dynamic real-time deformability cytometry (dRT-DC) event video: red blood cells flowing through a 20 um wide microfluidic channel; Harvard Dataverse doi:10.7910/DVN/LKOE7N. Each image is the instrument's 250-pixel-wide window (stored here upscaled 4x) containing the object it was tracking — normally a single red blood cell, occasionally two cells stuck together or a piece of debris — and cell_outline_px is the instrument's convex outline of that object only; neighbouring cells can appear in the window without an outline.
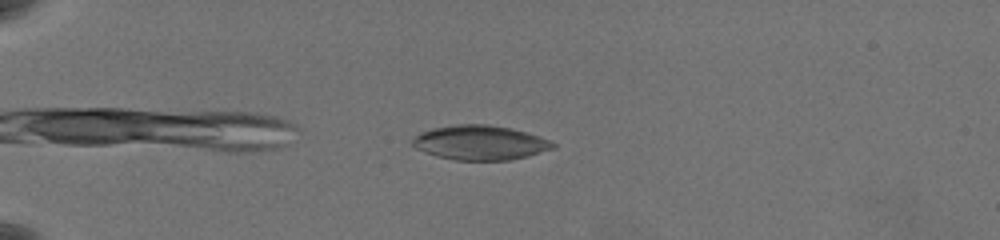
{"species": "common noctule bat (a hibernating species)", "species_latin": "Nyctalus noctula", "temperature_condition": "warm", "stored_images_in_passage": 48, "camera_frame_rate_fps": 3000, "um_per_image_px": 0.085, "animal": {"sex": "female", "body_mass_g": 19.5, "forearm_length_mm": 54.1}, "frame": {"image": 1, "passage_image": 5, "time_ms": 1.333, "image_size_px": [1000, 240], "cell_outline_px": [[556, 148], [528, 156], [508, 160], [456, 160], [436, 156], [416, 148], [412, 144], [412, 140], [420, 132], [432, 128], [456, 124], [488, 124], [512, 128], [548, 140], [556, 144]], "centroid_in_image_um": [40.8, 12.12], "position_along_channel_um": 44.2, "area_um2": 28.15}}
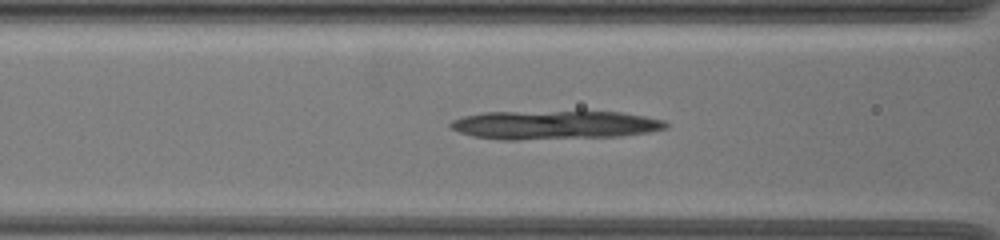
{"frame": {"image": 2, "passage_image": 16, "time_ms": 5.0, "image_size_px": [1000, 240], "cell_outline_px": [[668, 128], [648, 132], [620, 136], [516, 140], [500, 140], [472, 136], [460, 132], [452, 128], [448, 124], [452, 120], [464, 116], [484, 112], [620, 112], [644, 116], [664, 120], [668, 124]], "centroid_in_image_um": [47.12, 10.63], "position_along_channel_um": 119.5, "area_um2": 35.84}}
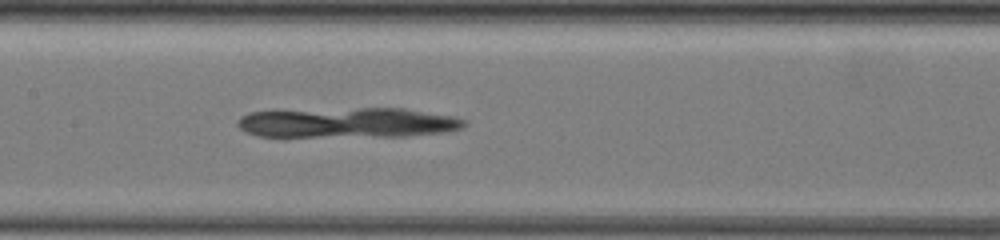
{"frame": {"image": 3, "passage_image": 21, "time_ms": 6.667, "image_size_px": [1000, 240], "cell_outline_px": [[468, 124], [464, 128], [448, 132], [404, 136], [280, 140], [260, 136], [244, 132], [236, 124], [240, 116], [248, 112], [272, 108], [404, 108], [452, 116], [464, 120]], "centroid_in_image_um": [29.32, 10.46], "position_along_channel_um": 178.1, "area_um2": 43.0}}